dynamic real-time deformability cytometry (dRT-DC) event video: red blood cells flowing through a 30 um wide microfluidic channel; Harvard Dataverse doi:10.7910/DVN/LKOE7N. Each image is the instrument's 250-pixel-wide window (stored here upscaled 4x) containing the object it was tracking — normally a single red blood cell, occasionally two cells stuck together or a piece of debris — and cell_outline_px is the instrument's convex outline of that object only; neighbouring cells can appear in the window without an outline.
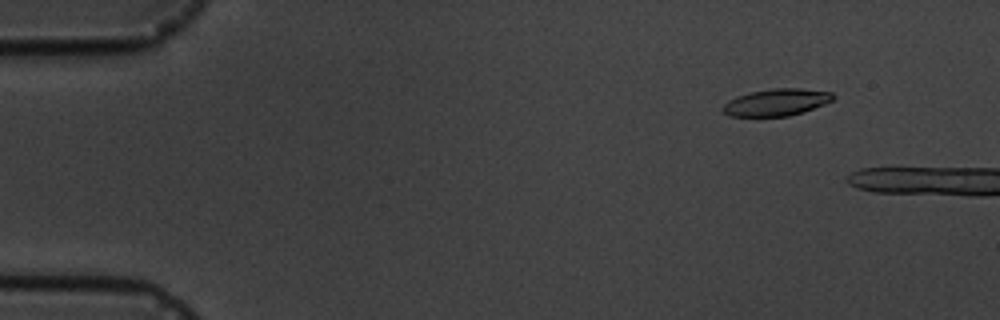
{"species": "common noctule bat (a hibernating species)", "species_latin": "Nyctalus noctula", "temperature_condition": "cold", "stored_images_in_passage": 4, "camera_frame_rate_fps": 3000, "um_per_image_px": 0.085, "animal": {"sex": "male", "body_mass_g": 19.5, "forearm_length_mm": 54.6}, "frame": {"image": 1, "passage_image": 2, "time_ms": 1.333, "image_size_px": [1000, 320], "cell_outline_px": [[836, 96], [832, 100], [824, 104], [804, 112], [788, 116], [728, 116], [720, 108], [728, 100], [736, 96], [748, 92], [772, 88], [800, 88], [832, 92]], "centroid_in_image_um": [65.98, 8.69], "position_along_channel_um": 19.0, "area_um2": 17.51}}